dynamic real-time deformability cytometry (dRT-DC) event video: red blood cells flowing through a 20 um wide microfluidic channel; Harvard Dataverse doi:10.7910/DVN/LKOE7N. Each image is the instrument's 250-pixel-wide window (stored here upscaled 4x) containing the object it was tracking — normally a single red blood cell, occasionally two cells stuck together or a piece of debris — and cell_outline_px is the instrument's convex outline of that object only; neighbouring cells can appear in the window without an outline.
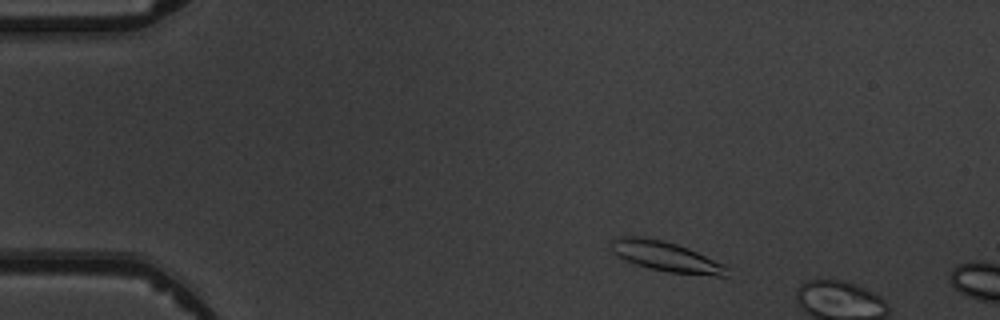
{"species": "common noctule bat (a hibernating species)", "species_latin": "Nyctalus noctula", "temperature_condition": "warm", "stored_images_in_passage": 2, "camera_frame_rate_fps": 3000, "um_per_image_px": 0.085, "animal": {"sex": "male", "body_mass_g": 19.5, "forearm_length_mm": 54.6}, "frame": {"image": 1, "passage_image": 1, "time_ms": 0.0, "image_size_px": [1000, 320], "cell_outline_px": [[732, 268], [728, 276], [716, 276], [668, 272], [636, 264], [624, 260], [612, 252], [612, 240], [616, 236], [644, 236], [664, 240], [688, 248], [724, 264]], "centroid_in_image_um": [56.64, 21.8], "position_along_channel_um": 28.4, "area_um2": 20.4}}